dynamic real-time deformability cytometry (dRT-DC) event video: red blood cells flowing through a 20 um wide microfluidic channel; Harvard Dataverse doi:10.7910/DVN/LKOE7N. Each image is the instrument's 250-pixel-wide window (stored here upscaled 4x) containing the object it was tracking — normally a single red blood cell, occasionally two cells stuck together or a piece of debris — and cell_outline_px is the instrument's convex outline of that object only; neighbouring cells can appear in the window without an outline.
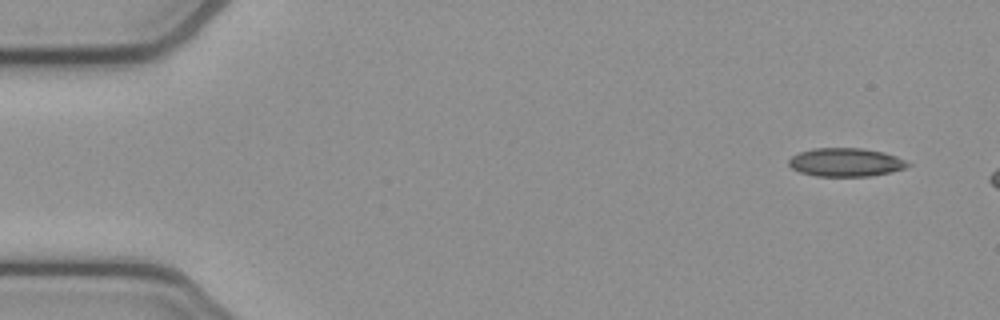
{"species": "common noctule bat (a hibernating species)", "species_latin": "Nyctalus noctula", "temperature_condition": "cold", "stored_images_in_passage": 4, "segment_of_instrument_passage": [2, 2], "camera_frame_rate_fps": 3000, "um_per_image_px": 0.085, "animal": {"sex": "female", "body_mass_g": 21.9}, "frame": {"image": 1, "passage_image": 4, "time_ms": 1.0, "image_size_px": [1000, 320], "cell_outline_px": [[912, 164], [904, 168], [892, 172], [868, 176], [816, 176], [800, 172], [792, 168], [788, 164], [788, 160], [792, 156], [800, 152], [812, 148], [864, 148], [884, 152], [896, 156]], "centroid_in_image_um": [71.88, 13.79], "position_along_channel_um": 13.1, "area_um2": 19.77}}